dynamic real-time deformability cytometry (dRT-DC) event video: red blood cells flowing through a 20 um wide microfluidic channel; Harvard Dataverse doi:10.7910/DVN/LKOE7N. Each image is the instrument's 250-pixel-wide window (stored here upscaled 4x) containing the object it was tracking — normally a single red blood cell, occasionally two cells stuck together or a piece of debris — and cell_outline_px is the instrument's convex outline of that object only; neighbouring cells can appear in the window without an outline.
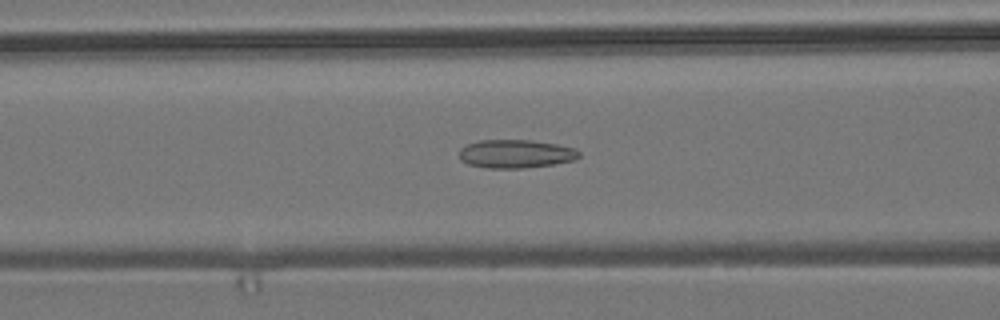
{"species": "common noctule bat (a hibernating species)", "species_latin": "Nyctalus noctula", "temperature_condition": "room temperature", "stored_images_in_passage": 53, "camera_frame_rate_fps": 3000, "um_per_image_px": 0.085, "animal": {"sex": "male", "body_mass_g": 19.2, "forearm_length_mm": 51.8}, "frame": {"image": 1, "passage_image": 20, "time_ms": 6.333, "image_size_px": [1000, 320], "cell_outline_px": [[580, 156], [576, 160], [552, 164], [524, 168], [488, 168], [468, 164], [460, 160], [460, 148], [468, 144], [480, 140], [532, 140], [556, 144], [576, 148], [580, 152]], "centroid_in_image_um": [43.86, 13.07], "position_along_channel_um": 122.7, "area_um2": 19.88}}
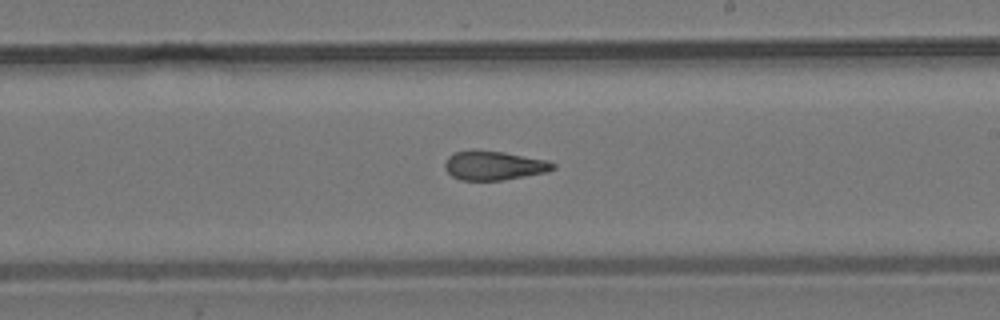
{"frame": {"image": 2, "passage_image": 30, "time_ms": 9.667, "image_size_px": [1000, 320], "cell_outline_px": [[556, 168], [548, 172], [504, 180], [460, 180], [452, 176], [444, 168], [444, 164], [448, 156], [452, 152], [472, 148], [504, 152], [548, 160], [556, 164]], "centroid_in_image_um": [41.97, 14.04], "position_along_channel_um": 247.0, "area_um2": 18.84}}
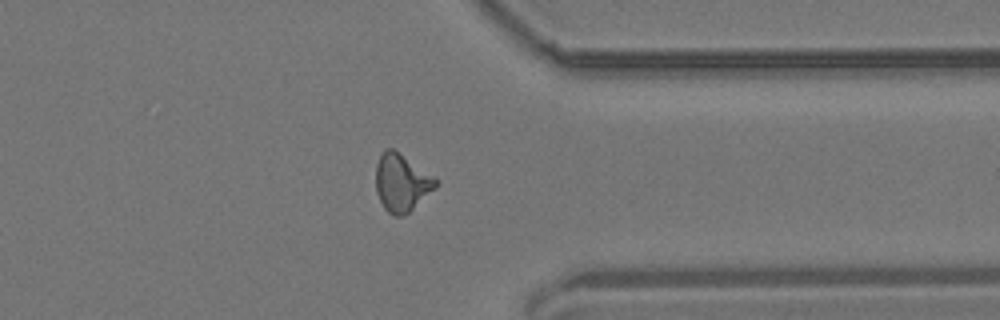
{"frame": {"image": 3, "passage_image": 41, "time_ms": 13.333, "image_size_px": [1000, 320], "cell_outline_px": [[436, 188], [404, 216], [396, 216], [388, 212], [384, 208], [376, 192], [376, 164], [380, 152], [384, 148], [392, 148], [436, 180]], "centroid_in_image_um": [34.07, 15.54], "position_along_channel_um": 377.3, "area_um2": 19.59}, "authors_computed_cell_mechanics": {"area_um2": 19.1896, "velocity_mm_per_s": 3.7347, "shape_relaxation_time_tau1_ms": null, "shape_relaxation_time_tau2_ms": 2.7391, "deformation_change_tau1": null, "deformation_change_tau2": 0.1234}}